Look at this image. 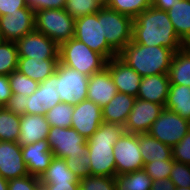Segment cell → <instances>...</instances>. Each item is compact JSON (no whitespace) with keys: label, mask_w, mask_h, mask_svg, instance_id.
<instances>
[{"label":"cell","mask_w":190,"mask_h":190,"mask_svg":"<svg viewBox=\"0 0 190 190\" xmlns=\"http://www.w3.org/2000/svg\"><path fill=\"white\" fill-rule=\"evenodd\" d=\"M27 98L23 94H12L7 105L5 106L12 113L17 115H24L26 113Z\"/></svg>","instance_id":"obj_44"},{"label":"cell","mask_w":190,"mask_h":190,"mask_svg":"<svg viewBox=\"0 0 190 190\" xmlns=\"http://www.w3.org/2000/svg\"><path fill=\"white\" fill-rule=\"evenodd\" d=\"M173 167V160L152 161L144 165L146 173L154 180L168 179Z\"/></svg>","instance_id":"obj_38"},{"label":"cell","mask_w":190,"mask_h":190,"mask_svg":"<svg viewBox=\"0 0 190 190\" xmlns=\"http://www.w3.org/2000/svg\"><path fill=\"white\" fill-rule=\"evenodd\" d=\"M173 160L190 165V130L181 141L172 148Z\"/></svg>","instance_id":"obj_41"},{"label":"cell","mask_w":190,"mask_h":190,"mask_svg":"<svg viewBox=\"0 0 190 190\" xmlns=\"http://www.w3.org/2000/svg\"><path fill=\"white\" fill-rule=\"evenodd\" d=\"M79 190H116L114 177L89 175L79 179Z\"/></svg>","instance_id":"obj_37"},{"label":"cell","mask_w":190,"mask_h":190,"mask_svg":"<svg viewBox=\"0 0 190 190\" xmlns=\"http://www.w3.org/2000/svg\"><path fill=\"white\" fill-rule=\"evenodd\" d=\"M170 84L168 74L143 77L136 98L158 103L165 107Z\"/></svg>","instance_id":"obj_21"},{"label":"cell","mask_w":190,"mask_h":190,"mask_svg":"<svg viewBox=\"0 0 190 190\" xmlns=\"http://www.w3.org/2000/svg\"><path fill=\"white\" fill-rule=\"evenodd\" d=\"M58 62L59 59L19 57L17 70L41 83L55 72Z\"/></svg>","instance_id":"obj_24"},{"label":"cell","mask_w":190,"mask_h":190,"mask_svg":"<svg viewBox=\"0 0 190 190\" xmlns=\"http://www.w3.org/2000/svg\"><path fill=\"white\" fill-rule=\"evenodd\" d=\"M111 0H95L100 7H108Z\"/></svg>","instance_id":"obj_51"},{"label":"cell","mask_w":190,"mask_h":190,"mask_svg":"<svg viewBox=\"0 0 190 190\" xmlns=\"http://www.w3.org/2000/svg\"><path fill=\"white\" fill-rule=\"evenodd\" d=\"M71 127L86 139L99 128L102 120V108L90 100L74 105Z\"/></svg>","instance_id":"obj_15"},{"label":"cell","mask_w":190,"mask_h":190,"mask_svg":"<svg viewBox=\"0 0 190 190\" xmlns=\"http://www.w3.org/2000/svg\"><path fill=\"white\" fill-rule=\"evenodd\" d=\"M0 175L7 181L29 175L18 142L0 141Z\"/></svg>","instance_id":"obj_17"},{"label":"cell","mask_w":190,"mask_h":190,"mask_svg":"<svg viewBox=\"0 0 190 190\" xmlns=\"http://www.w3.org/2000/svg\"><path fill=\"white\" fill-rule=\"evenodd\" d=\"M135 100L136 97L132 95L117 92L113 99L102 108V120L125 126Z\"/></svg>","instance_id":"obj_23"},{"label":"cell","mask_w":190,"mask_h":190,"mask_svg":"<svg viewBox=\"0 0 190 190\" xmlns=\"http://www.w3.org/2000/svg\"><path fill=\"white\" fill-rule=\"evenodd\" d=\"M16 42L0 39V75H10L18 67Z\"/></svg>","instance_id":"obj_32"},{"label":"cell","mask_w":190,"mask_h":190,"mask_svg":"<svg viewBox=\"0 0 190 190\" xmlns=\"http://www.w3.org/2000/svg\"><path fill=\"white\" fill-rule=\"evenodd\" d=\"M150 6L152 0H111L108 8L134 19Z\"/></svg>","instance_id":"obj_34"},{"label":"cell","mask_w":190,"mask_h":190,"mask_svg":"<svg viewBox=\"0 0 190 190\" xmlns=\"http://www.w3.org/2000/svg\"><path fill=\"white\" fill-rule=\"evenodd\" d=\"M74 38L101 54L107 61L118 53L107 43L102 29V7L94 14L75 19Z\"/></svg>","instance_id":"obj_5"},{"label":"cell","mask_w":190,"mask_h":190,"mask_svg":"<svg viewBox=\"0 0 190 190\" xmlns=\"http://www.w3.org/2000/svg\"><path fill=\"white\" fill-rule=\"evenodd\" d=\"M47 142L53 157L66 159L87 153V139L72 127H50Z\"/></svg>","instance_id":"obj_10"},{"label":"cell","mask_w":190,"mask_h":190,"mask_svg":"<svg viewBox=\"0 0 190 190\" xmlns=\"http://www.w3.org/2000/svg\"><path fill=\"white\" fill-rule=\"evenodd\" d=\"M180 0H152V6L158 10L168 11L171 6Z\"/></svg>","instance_id":"obj_49"},{"label":"cell","mask_w":190,"mask_h":190,"mask_svg":"<svg viewBox=\"0 0 190 190\" xmlns=\"http://www.w3.org/2000/svg\"><path fill=\"white\" fill-rule=\"evenodd\" d=\"M35 30V12L29 8L0 16V39L16 42Z\"/></svg>","instance_id":"obj_13"},{"label":"cell","mask_w":190,"mask_h":190,"mask_svg":"<svg viewBox=\"0 0 190 190\" xmlns=\"http://www.w3.org/2000/svg\"><path fill=\"white\" fill-rule=\"evenodd\" d=\"M65 162L68 169H70L79 179L90 175V158L88 153L81 156H68Z\"/></svg>","instance_id":"obj_39"},{"label":"cell","mask_w":190,"mask_h":190,"mask_svg":"<svg viewBox=\"0 0 190 190\" xmlns=\"http://www.w3.org/2000/svg\"><path fill=\"white\" fill-rule=\"evenodd\" d=\"M26 4L36 12L42 9H63L66 0H26Z\"/></svg>","instance_id":"obj_43"},{"label":"cell","mask_w":190,"mask_h":190,"mask_svg":"<svg viewBox=\"0 0 190 190\" xmlns=\"http://www.w3.org/2000/svg\"><path fill=\"white\" fill-rule=\"evenodd\" d=\"M36 190H47V188L43 184H39Z\"/></svg>","instance_id":"obj_52"},{"label":"cell","mask_w":190,"mask_h":190,"mask_svg":"<svg viewBox=\"0 0 190 190\" xmlns=\"http://www.w3.org/2000/svg\"><path fill=\"white\" fill-rule=\"evenodd\" d=\"M35 30L58 45L74 37L75 19L63 9H42L35 12Z\"/></svg>","instance_id":"obj_6"},{"label":"cell","mask_w":190,"mask_h":190,"mask_svg":"<svg viewBox=\"0 0 190 190\" xmlns=\"http://www.w3.org/2000/svg\"><path fill=\"white\" fill-rule=\"evenodd\" d=\"M26 7V0H0V16L17 12L18 9Z\"/></svg>","instance_id":"obj_45"},{"label":"cell","mask_w":190,"mask_h":190,"mask_svg":"<svg viewBox=\"0 0 190 190\" xmlns=\"http://www.w3.org/2000/svg\"><path fill=\"white\" fill-rule=\"evenodd\" d=\"M74 105L60 102L46 112V120L50 127L69 128L72 123Z\"/></svg>","instance_id":"obj_33"},{"label":"cell","mask_w":190,"mask_h":190,"mask_svg":"<svg viewBox=\"0 0 190 190\" xmlns=\"http://www.w3.org/2000/svg\"><path fill=\"white\" fill-rule=\"evenodd\" d=\"M118 92L137 97L142 77L118 56L106 63Z\"/></svg>","instance_id":"obj_18"},{"label":"cell","mask_w":190,"mask_h":190,"mask_svg":"<svg viewBox=\"0 0 190 190\" xmlns=\"http://www.w3.org/2000/svg\"><path fill=\"white\" fill-rule=\"evenodd\" d=\"M124 132V126L103 121L97 131L87 139L86 145L90 158V175L116 176L113 145Z\"/></svg>","instance_id":"obj_2"},{"label":"cell","mask_w":190,"mask_h":190,"mask_svg":"<svg viewBox=\"0 0 190 190\" xmlns=\"http://www.w3.org/2000/svg\"><path fill=\"white\" fill-rule=\"evenodd\" d=\"M168 76L171 84L190 87V45L174 53Z\"/></svg>","instance_id":"obj_27"},{"label":"cell","mask_w":190,"mask_h":190,"mask_svg":"<svg viewBox=\"0 0 190 190\" xmlns=\"http://www.w3.org/2000/svg\"><path fill=\"white\" fill-rule=\"evenodd\" d=\"M89 76L58 62L56 67V91L61 102L77 105L87 99Z\"/></svg>","instance_id":"obj_7"},{"label":"cell","mask_w":190,"mask_h":190,"mask_svg":"<svg viewBox=\"0 0 190 190\" xmlns=\"http://www.w3.org/2000/svg\"><path fill=\"white\" fill-rule=\"evenodd\" d=\"M174 53L167 47L144 46L131 41L118 53V57L143 78L168 74Z\"/></svg>","instance_id":"obj_3"},{"label":"cell","mask_w":190,"mask_h":190,"mask_svg":"<svg viewBox=\"0 0 190 190\" xmlns=\"http://www.w3.org/2000/svg\"><path fill=\"white\" fill-rule=\"evenodd\" d=\"M167 13L179 39L190 45V0H180Z\"/></svg>","instance_id":"obj_26"},{"label":"cell","mask_w":190,"mask_h":190,"mask_svg":"<svg viewBox=\"0 0 190 190\" xmlns=\"http://www.w3.org/2000/svg\"><path fill=\"white\" fill-rule=\"evenodd\" d=\"M165 108L172 110L183 119L190 121V87L170 84Z\"/></svg>","instance_id":"obj_28"},{"label":"cell","mask_w":190,"mask_h":190,"mask_svg":"<svg viewBox=\"0 0 190 190\" xmlns=\"http://www.w3.org/2000/svg\"><path fill=\"white\" fill-rule=\"evenodd\" d=\"M9 82L12 94H23L30 96L39 87V82L32 80L18 70L9 75Z\"/></svg>","instance_id":"obj_35"},{"label":"cell","mask_w":190,"mask_h":190,"mask_svg":"<svg viewBox=\"0 0 190 190\" xmlns=\"http://www.w3.org/2000/svg\"><path fill=\"white\" fill-rule=\"evenodd\" d=\"M50 125L44 115L24 114L20 116V135L18 143L21 146L33 144L47 139Z\"/></svg>","instance_id":"obj_22"},{"label":"cell","mask_w":190,"mask_h":190,"mask_svg":"<svg viewBox=\"0 0 190 190\" xmlns=\"http://www.w3.org/2000/svg\"><path fill=\"white\" fill-rule=\"evenodd\" d=\"M132 41L144 46H162L174 52L186 45L179 39L167 11L148 7L133 21Z\"/></svg>","instance_id":"obj_1"},{"label":"cell","mask_w":190,"mask_h":190,"mask_svg":"<svg viewBox=\"0 0 190 190\" xmlns=\"http://www.w3.org/2000/svg\"><path fill=\"white\" fill-rule=\"evenodd\" d=\"M20 135V115L0 107V141L17 142Z\"/></svg>","instance_id":"obj_31"},{"label":"cell","mask_w":190,"mask_h":190,"mask_svg":"<svg viewBox=\"0 0 190 190\" xmlns=\"http://www.w3.org/2000/svg\"><path fill=\"white\" fill-rule=\"evenodd\" d=\"M101 7L95 0H66L64 9L76 19L96 13Z\"/></svg>","instance_id":"obj_36"},{"label":"cell","mask_w":190,"mask_h":190,"mask_svg":"<svg viewBox=\"0 0 190 190\" xmlns=\"http://www.w3.org/2000/svg\"><path fill=\"white\" fill-rule=\"evenodd\" d=\"M40 183H79V178L68 169L65 159L53 157Z\"/></svg>","instance_id":"obj_29"},{"label":"cell","mask_w":190,"mask_h":190,"mask_svg":"<svg viewBox=\"0 0 190 190\" xmlns=\"http://www.w3.org/2000/svg\"><path fill=\"white\" fill-rule=\"evenodd\" d=\"M175 184L168 179L154 180L151 190H175Z\"/></svg>","instance_id":"obj_48"},{"label":"cell","mask_w":190,"mask_h":190,"mask_svg":"<svg viewBox=\"0 0 190 190\" xmlns=\"http://www.w3.org/2000/svg\"><path fill=\"white\" fill-rule=\"evenodd\" d=\"M113 147L116 175L126 174L144 168L138 134L124 132Z\"/></svg>","instance_id":"obj_11"},{"label":"cell","mask_w":190,"mask_h":190,"mask_svg":"<svg viewBox=\"0 0 190 190\" xmlns=\"http://www.w3.org/2000/svg\"><path fill=\"white\" fill-rule=\"evenodd\" d=\"M138 141L144 165L152 161L173 160L172 147L148 133L138 134Z\"/></svg>","instance_id":"obj_25"},{"label":"cell","mask_w":190,"mask_h":190,"mask_svg":"<svg viewBox=\"0 0 190 190\" xmlns=\"http://www.w3.org/2000/svg\"><path fill=\"white\" fill-rule=\"evenodd\" d=\"M18 56L37 59H59V45L34 30L16 41Z\"/></svg>","instance_id":"obj_12"},{"label":"cell","mask_w":190,"mask_h":190,"mask_svg":"<svg viewBox=\"0 0 190 190\" xmlns=\"http://www.w3.org/2000/svg\"><path fill=\"white\" fill-rule=\"evenodd\" d=\"M169 179L175 184V187L190 188V165L173 160Z\"/></svg>","instance_id":"obj_40"},{"label":"cell","mask_w":190,"mask_h":190,"mask_svg":"<svg viewBox=\"0 0 190 190\" xmlns=\"http://www.w3.org/2000/svg\"><path fill=\"white\" fill-rule=\"evenodd\" d=\"M133 21L127 15L102 7L103 35L117 53L132 41Z\"/></svg>","instance_id":"obj_8"},{"label":"cell","mask_w":190,"mask_h":190,"mask_svg":"<svg viewBox=\"0 0 190 190\" xmlns=\"http://www.w3.org/2000/svg\"><path fill=\"white\" fill-rule=\"evenodd\" d=\"M11 96L9 75H0V107H5Z\"/></svg>","instance_id":"obj_46"},{"label":"cell","mask_w":190,"mask_h":190,"mask_svg":"<svg viewBox=\"0 0 190 190\" xmlns=\"http://www.w3.org/2000/svg\"><path fill=\"white\" fill-rule=\"evenodd\" d=\"M56 70L39 84L37 90L27 98L26 114L46 115V112L60 103V97L56 91Z\"/></svg>","instance_id":"obj_16"},{"label":"cell","mask_w":190,"mask_h":190,"mask_svg":"<svg viewBox=\"0 0 190 190\" xmlns=\"http://www.w3.org/2000/svg\"><path fill=\"white\" fill-rule=\"evenodd\" d=\"M47 190H79V183H41Z\"/></svg>","instance_id":"obj_47"},{"label":"cell","mask_w":190,"mask_h":190,"mask_svg":"<svg viewBox=\"0 0 190 190\" xmlns=\"http://www.w3.org/2000/svg\"><path fill=\"white\" fill-rule=\"evenodd\" d=\"M0 190H8V181L0 175Z\"/></svg>","instance_id":"obj_50"},{"label":"cell","mask_w":190,"mask_h":190,"mask_svg":"<svg viewBox=\"0 0 190 190\" xmlns=\"http://www.w3.org/2000/svg\"><path fill=\"white\" fill-rule=\"evenodd\" d=\"M175 190H190V188H184V187H176V189Z\"/></svg>","instance_id":"obj_53"},{"label":"cell","mask_w":190,"mask_h":190,"mask_svg":"<svg viewBox=\"0 0 190 190\" xmlns=\"http://www.w3.org/2000/svg\"><path fill=\"white\" fill-rule=\"evenodd\" d=\"M21 151L29 174L40 178L53 158L47 139L21 146Z\"/></svg>","instance_id":"obj_19"},{"label":"cell","mask_w":190,"mask_h":190,"mask_svg":"<svg viewBox=\"0 0 190 190\" xmlns=\"http://www.w3.org/2000/svg\"><path fill=\"white\" fill-rule=\"evenodd\" d=\"M40 178L32 175L11 179L8 181V190H36Z\"/></svg>","instance_id":"obj_42"},{"label":"cell","mask_w":190,"mask_h":190,"mask_svg":"<svg viewBox=\"0 0 190 190\" xmlns=\"http://www.w3.org/2000/svg\"><path fill=\"white\" fill-rule=\"evenodd\" d=\"M59 62L90 77L102 71L107 60L73 37L59 45Z\"/></svg>","instance_id":"obj_4"},{"label":"cell","mask_w":190,"mask_h":190,"mask_svg":"<svg viewBox=\"0 0 190 190\" xmlns=\"http://www.w3.org/2000/svg\"><path fill=\"white\" fill-rule=\"evenodd\" d=\"M117 92V87L106 67L89 77L87 100L94 102L101 108L105 107Z\"/></svg>","instance_id":"obj_20"},{"label":"cell","mask_w":190,"mask_h":190,"mask_svg":"<svg viewBox=\"0 0 190 190\" xmlns=\"http://www.w3.org/2000/svg\"><path fill=\"white\" fill-rule=\"evenodd\" d=\"M116 190H151L153 179L144 169L116 175L114 177Z\"/></svg>","instance_id":"obj_30"},{"label":"cell","mask_w":190,"mask_h":190,"mask_svg":"<svg viewBox=\"0 0 190 190\" xmlns=\"http://www.w3.org/2000/svg\"><path fill=\"white\" fill-rule=\"evenodd\" d=\"M165 107L158 103L136 98L125 123V132L132 134L147 133Z\"/></svg>","instance_id":"obj_14"},{"label":"cell","mask_w":190,"mask_h":190,"mask_svg":"<svg viewBox=\"0 0 190 190\" xmlns=\"http://www.w3.org/2000/svg\"><path fill=\"white\" fill-rule=\"evenodd\" d=\"M189 130L190 121L183 119L172 110L164 108L147 133L161 143L173 148Z\"/></svg>","instance_id":"obj_9"}]
</instances>
